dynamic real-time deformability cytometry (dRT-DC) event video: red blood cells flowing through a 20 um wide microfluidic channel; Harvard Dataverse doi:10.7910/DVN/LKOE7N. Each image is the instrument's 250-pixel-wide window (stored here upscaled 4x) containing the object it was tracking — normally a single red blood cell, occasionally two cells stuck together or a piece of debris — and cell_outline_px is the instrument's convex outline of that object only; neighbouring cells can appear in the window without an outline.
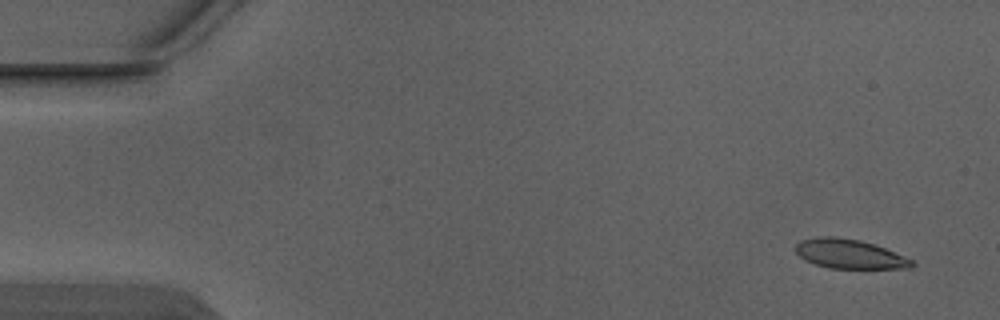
{"species": "Egyptian fruit bat (a non-hibernating species)", "species_latin": "Rousettus aegyptiacus", "temperature_condition": "warm", "stored_images_in_passage": 6, "camera_frame_rate_fps": 3000, "um_per_image_px": 0.085, "animal": {"sex": "male"}, "frame": {"image": 1, "passage_image": 1, "time_ms": 0.0, "image_size_px": [1000, 320], "cell_outline_px": [[916, 264], [912, 268], [828, 268], [804, 260], [796, 252], [796, 244], [800, 240], [816, 236], [832, 236], [860, 240], [876, 244], [916, 260]], "centroid_in_image_um": [72.26, 21.58], "position_along_channel_um": 12.7, "area_um2": 20.17}}